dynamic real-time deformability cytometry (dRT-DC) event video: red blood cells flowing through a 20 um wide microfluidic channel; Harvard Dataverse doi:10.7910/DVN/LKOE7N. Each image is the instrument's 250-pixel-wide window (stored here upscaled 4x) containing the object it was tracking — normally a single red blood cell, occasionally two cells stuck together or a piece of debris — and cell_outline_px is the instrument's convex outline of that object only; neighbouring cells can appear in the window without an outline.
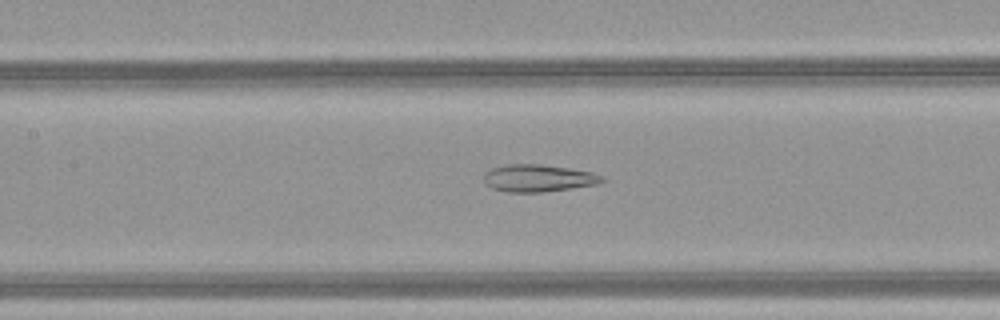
{"species": "common noctule bat (a hibernating species)", "species_latin": "Nyctalus noctula", "temperature_condition": "warm", "stored_images_in_passage": 51, "camera_frame_rate_fps": 3000, "um_per_image_px": 0.085, "animal": {"sex": "female", "body_mass_g": 21.9}, "frame": {"image": 1, "passage_image": 25, "time_ms": 8.0, "image_size_px": [1000, 320], "cell_outline_px": [[608, 180], [596, 184], [572, 188], [540, 192], [508, 192], [492, 188], [484, 184], [484, 172], [492, 168], [508, 164], [540, 164], [568, 168], [592, 172]], "centroid_in_image_um": [45.72, 15.14], "position_along_channel_um": 161.7, "area_um2": 18.73}}
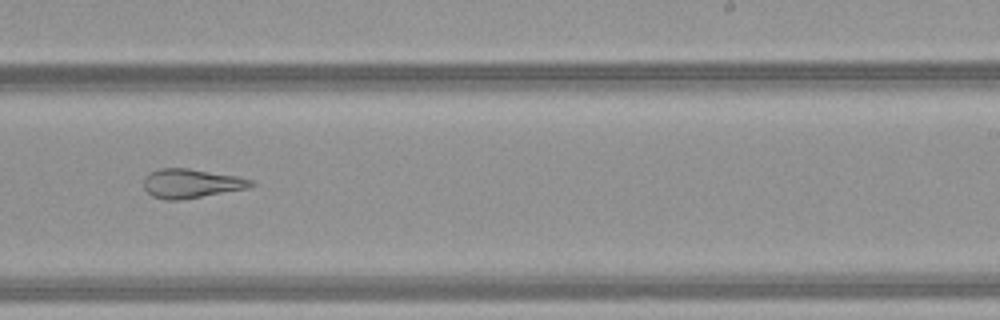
{"frame": {"image": 2, "passage_image": 33, "time_ms": 10.667, "image_size_px": [1000, 320], "cell_outline_px": [[256, 184], [248, 188], [180, 200], [164, 200], [152, 196], [144, 188], [144, 176], [160, 168], [188, 168], [240, 176], [252, 180]], "centroid_in_image_um": [16.27, 15.59], "position_along_channel_um": 272.7, "area_um2": 18.26}}
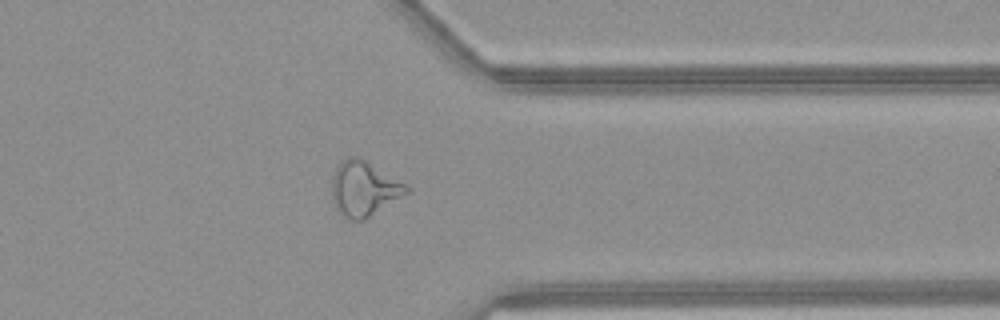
{"frame": {"image": 3, "passage_image": 41, "time_ms": 13.333, "image_size_px": [1000, 320], "cell_outline_px": [[412, 192], [364, 220], [352, 220], [344, 216], [336, 208], [332, 200], [332, 180], [336, 168], [348, 156], [360, 156], [412, 188]], "centroid_in_image_um": [30.98, 16.04], "position_along_channel_um": 380.4, "area_um2": 24.04}, "authors_computed_cell_mechanics": {"area_um2": 25.143, "velocity_mm_per_s": 4.1792, "shape_relaxation_time_tau1_ms": null, "shape_relaxation_time_tau2_ms": 2.5119, "deformation_change_tau1": null, "deformation_change_tau2": 0.1239}}